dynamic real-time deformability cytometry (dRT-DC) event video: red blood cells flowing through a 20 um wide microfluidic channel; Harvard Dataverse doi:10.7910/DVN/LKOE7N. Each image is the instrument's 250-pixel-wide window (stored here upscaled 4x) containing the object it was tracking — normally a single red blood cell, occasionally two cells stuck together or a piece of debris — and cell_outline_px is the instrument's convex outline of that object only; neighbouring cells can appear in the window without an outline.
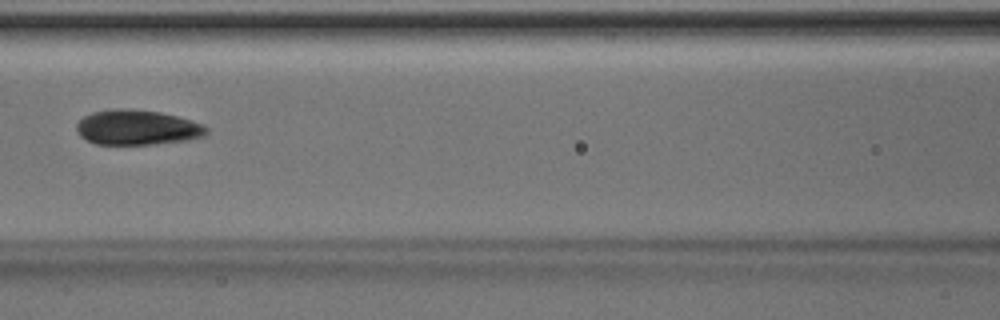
{"species": "Egyptian fruit bat (a non-hibernating species)", "species_latin": "Rousettus aegyptiacus", "temperature_condition": "room temperature", "stored_images_in_passage": 7, "camera_frame_rate_fps": 3000, "um_per_image_px": 0.085, "animal": {"sex": "male"}, "frame": {"image": 1, "passage_image": 7, "time_ms": 2.0, "image_size_px": [1000, 320], "cell_outline_px": [[208, 132], [204, 136], [188, 140], [156, 144], [96, 144], [80, 136], [76, 128], [76, 124], [84, 116], [92, 112], [112, 108], [128, 108], [160, 112], [192, 120], [204, 124], [208, 128]], "centroid_in_image_um": [11.68, 10.83], "position_along_channel_um": 154.9, "area_um2": 26.7}}